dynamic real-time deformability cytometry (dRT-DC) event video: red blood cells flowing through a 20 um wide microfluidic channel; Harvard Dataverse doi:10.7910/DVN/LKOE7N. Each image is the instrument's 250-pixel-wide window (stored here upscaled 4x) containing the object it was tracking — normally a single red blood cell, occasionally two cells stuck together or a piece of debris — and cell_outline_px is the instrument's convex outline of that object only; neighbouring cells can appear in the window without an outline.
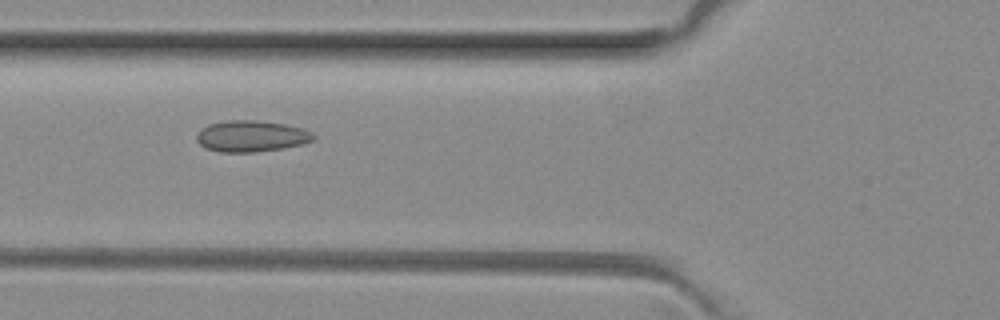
{"species": "common noctule bat (a hibernating species)", "species_latin": "Nyctalus noctula", "temperature_condition": "room temperature", "stored_images_in_passage": 8, "camera_frame_rate_fps": 3000, "um_per_image_px": 0.085, "animal": {"sex": "female", "body_mass_g": 29.2, "forearm_length_mm": 56.3}, "frame": {"image": 1, "passage_image": 6, "time_ms": 1.667, "image_size_px": [1000, 320], "cell_outline_px": [[316, 136], [312, 140], [304, 144], [284, 148], [252, 152], [220, 152], [204, 148], [196, 140], [196, 132], [200, 128], [208, 124], [228, 120], [256, 120], [284, 124], [300, 128], [312, 132]], "centroid_in_image_um": [21.32, 11.57], "position_along_channel_um": 104.5, "area_um2": 21.44}}
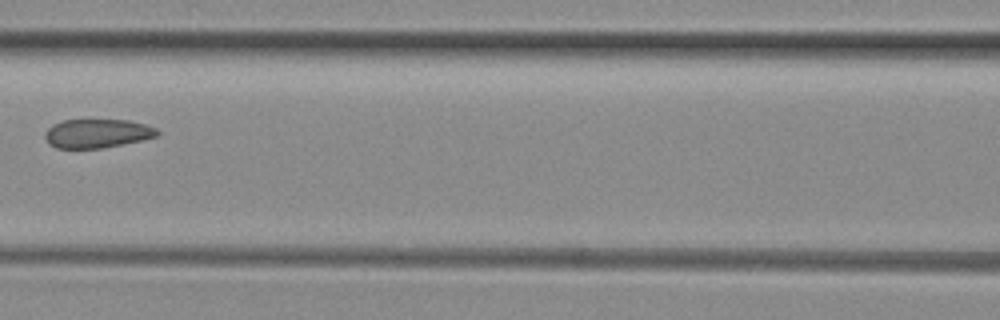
{"frame": {"image": 2, "passage_image": 7, "time_ms": 2.0, "image_size_px": [1000, 320], "cell_outline_px": [[160, 136], [100, 148], [56, 148], [48, 144], [44, 136], [44, 132], [52, 124], [64, 120], [84, 116], [128, 120], [144, 124], [156, 128], [160, 132]], "centroid_in_image_um": [8.21, 11.28], "position_along_channel_um": 158.4, "area_um2": 19.77}}
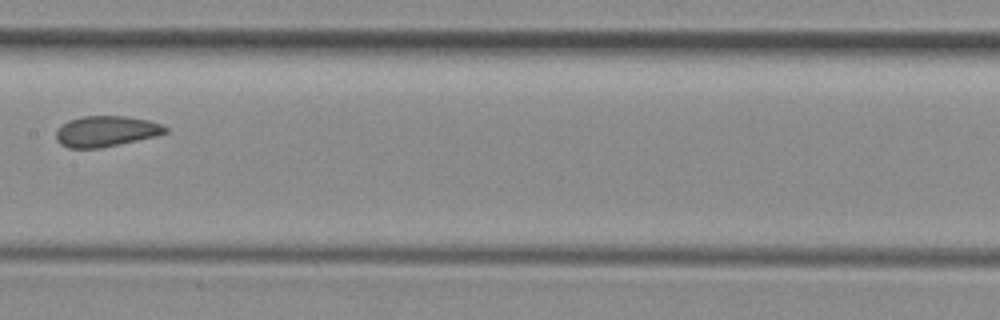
{"frame": {"image": 3, "passage_image": 8, "time_ms": 2.333, "image_size_px": [1000, 320], "cell_outline_px": [[168, 132], [156, 136], [100, 148], [68, 148], [60, 144], [56, 140], [56, 132], [68, 120], [80, 116], [124, 116], [148, 120], [160, 124], [168, 128]], "centroid_in_image_um": [9.0, 11.16], "position_along_channel_um": 198.4, "area_um2": 19.48}}